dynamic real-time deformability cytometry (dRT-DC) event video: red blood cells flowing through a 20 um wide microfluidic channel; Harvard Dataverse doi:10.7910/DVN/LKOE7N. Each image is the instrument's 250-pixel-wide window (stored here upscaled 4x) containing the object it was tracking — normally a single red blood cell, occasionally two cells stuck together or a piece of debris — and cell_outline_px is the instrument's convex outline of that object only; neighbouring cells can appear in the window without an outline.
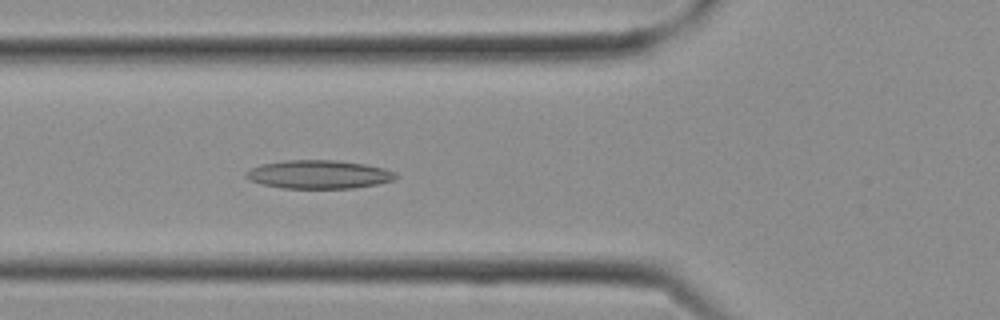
{"species": "Egyptian fruit bat (a non-hibernating species)", "species_latin": "Rousettus aegyptiacus", "temperature_condition": "cold", "stored_images_in_passage": 9, "camera_frame_rate_fps": 3000, "um_per_image_px": 0.085, "frame": {"image": 1, "passage_image": 9, "time_ms": 2.667, "image_size_px": [1000, 320], "cell_outline_px": [[400, 176], [392, 180], [376, 184], [352, 188], [284, 188], [264, 184], [248, 180], [244, 176], [244, 172], [260, 164], [284, 160], [336, 160], [364, 164], [384, 168], [396, 172]], "centroid_in_image_um": [27.08, 14.82], "position_along_channel_um": 98.7, "area_um2": 24.85}}